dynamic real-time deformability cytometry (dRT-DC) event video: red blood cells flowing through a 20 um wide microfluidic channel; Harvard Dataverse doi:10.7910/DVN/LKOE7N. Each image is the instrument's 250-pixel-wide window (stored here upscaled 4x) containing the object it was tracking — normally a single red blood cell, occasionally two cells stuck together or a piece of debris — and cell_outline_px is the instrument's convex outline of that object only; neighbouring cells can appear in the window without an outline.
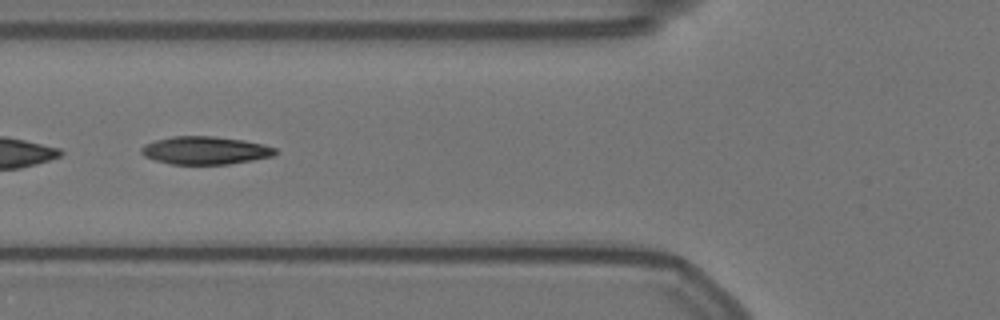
{"species": "Egyptian fruit bat (a non-hibernating species)", "species_latin": "Rousettus aegyptiacus", "temperature_condition": "warm", "stored_images_in_passage": 14, "camera_frame_rate_fps": 3000, "um_per_image_px": 0.085, "animal": {"sex": "female"}, "frame": {"image": 1, "passage_image": 7, "time_ms": 2.0, "image_size_px": [1000, 320], "cell_outline_px": [[280, 152], [272, 156], [252, 160], [228, 164], [172, 164], [156, 160], [144, 156], [140, 152], [140, 148], [144, 144], [156, 140], [172, 136], [212, 136], [244, 140], [264, 144], [276, 148]], "centroid_in_image_um": [17.46, 12.78], "position_along_channel_um": 108.3, "area_um2": 21.85}}